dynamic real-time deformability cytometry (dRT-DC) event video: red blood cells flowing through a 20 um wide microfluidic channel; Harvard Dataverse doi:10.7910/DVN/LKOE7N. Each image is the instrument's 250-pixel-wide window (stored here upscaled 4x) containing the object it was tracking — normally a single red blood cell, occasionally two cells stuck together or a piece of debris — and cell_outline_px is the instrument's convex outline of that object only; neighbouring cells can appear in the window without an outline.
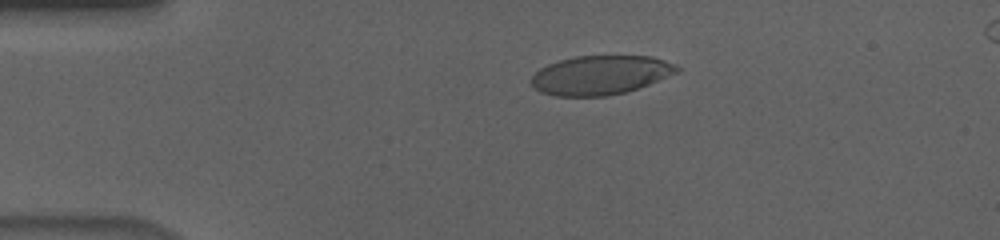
{"species": "human", "species_latin": "Homo sapiens", "temperature_condition": "cold", "stored_images_in_passage": 56, "camera_frame_rate_fps": 3000, "um_per_image_px": 0.085, "donor": {"sex": "male"}, "frame": {"image": 1, "passage_image": 12, "time_ms": 3.667, "image_size_px": [1000, 240], "cell_outline_px": [[680, 68], [676, 72], [648, 84], [624, 92], [608, 96], [556, 96], [540, 92], [532, 84], [532, 76], [540, 68], [548, 64], [560, 60], [576, 56], [652, 56], [676, 64]], "centroid_in_image_um": [51.02, 6.38], "position_along_channel_um": 34.0, "area_um2": 32.83}}
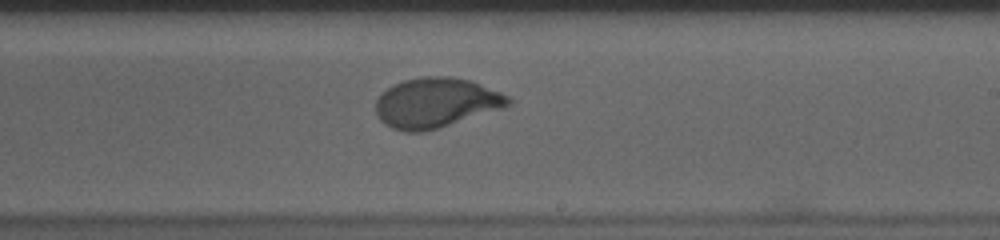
{"frame": {"image": 2, "passage_image": 34, "time_ms": 11.0, "image_size_px": [1000, 240], "cell_outline_px": [[512, 104], [440, 128], [424, 132], [404, 132], [392, 128], [384, 124], [376, 116], [376, 100], [388, 88], [404, 80], [424, 76], [448, 76], [472, 80], [500, 92], [508, 96], [512, 100]], "centroid_in_image_um": [37.04, 8.74], "position_along_channel_um": 252.0, "area_um2": 38.44}}
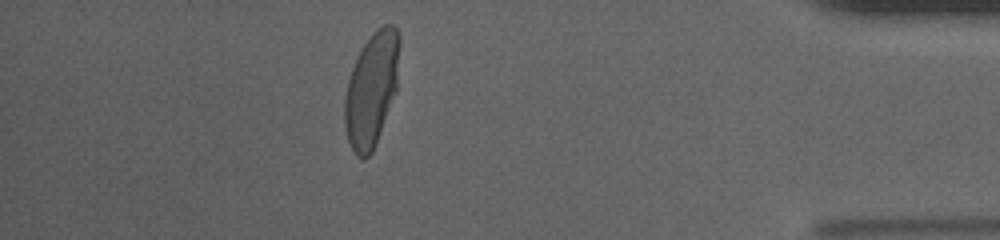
{"frame": {"image": 3, "passage_image": 50, "time_ms": 16.333, "image_size_px": [1000, 240], "cell_outline_px": [[400, 44], [396, 92], [372, 152], [364, 160], [360, 160], [356, 156], [348, 140], [344, 124], [344, 96], [348, 80], [352, 68], [364, 44], [372, 32], [376, 28], [384, 24], [392, 24], [396, 28], [400, 36]], "centroid_in_image_um": [31.58, 7.59], "position_along_channel_um": 403.6, "area_um2": 36.53}, "authors_computed_cell_mechanics": {"area_um2": 36.6452, "velocity_mm_per_s": 3.6327, "shape_relaxation_time_tau1_ms": 3.7807, "shape_relaxation_time_tau2_ms": null, "deformation_change_tau1": 0.1832, "deformation_change_tau2": null}}